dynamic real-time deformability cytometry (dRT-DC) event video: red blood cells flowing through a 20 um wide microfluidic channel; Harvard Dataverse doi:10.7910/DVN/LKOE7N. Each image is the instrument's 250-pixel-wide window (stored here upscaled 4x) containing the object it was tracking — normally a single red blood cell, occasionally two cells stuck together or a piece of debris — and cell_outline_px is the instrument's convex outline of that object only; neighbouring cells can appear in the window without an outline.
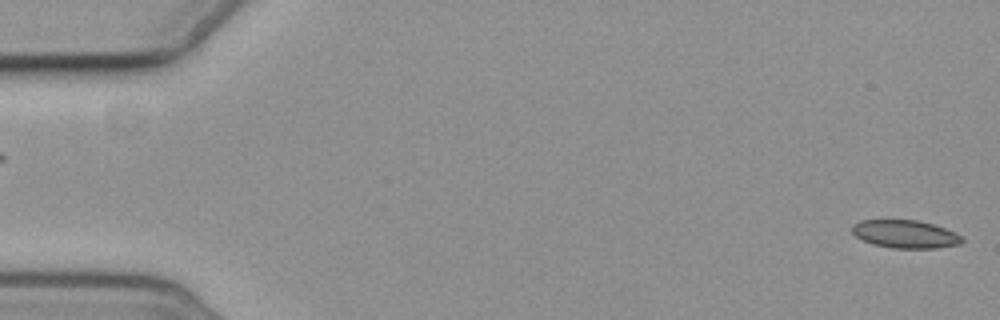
{"species": "common noctule bat (a hibernating species)", "species_latin": "Nyctalus noctula", "temperature_condition": "cold", "stored_images_in_passage": 3, "segment_of_instrument_passage": [2, 2], "camera_frame_rate_fps": 3000, "um_per_image_px": 0.085, "animal": {"sex": "female", "body_mass_g": 19.3, "forearm_length_mm": 54.1}, "frame": {"image": 1, "passage_image": 3, "time_ms": 2.333, "image_size_px": [1000, 320], "cell_outline_px": [[964, 240], [960, 244], [936, 248], [892, 248], [872, 244], [856, 236], [852, 232], [852, 224], [860, 220], [916, 220], [932, 224], [956, 232]], "centroid_in_image_um": [76.93, 19.9], "position_along_channel_um": 8.1, "area_um2": 17.86}}